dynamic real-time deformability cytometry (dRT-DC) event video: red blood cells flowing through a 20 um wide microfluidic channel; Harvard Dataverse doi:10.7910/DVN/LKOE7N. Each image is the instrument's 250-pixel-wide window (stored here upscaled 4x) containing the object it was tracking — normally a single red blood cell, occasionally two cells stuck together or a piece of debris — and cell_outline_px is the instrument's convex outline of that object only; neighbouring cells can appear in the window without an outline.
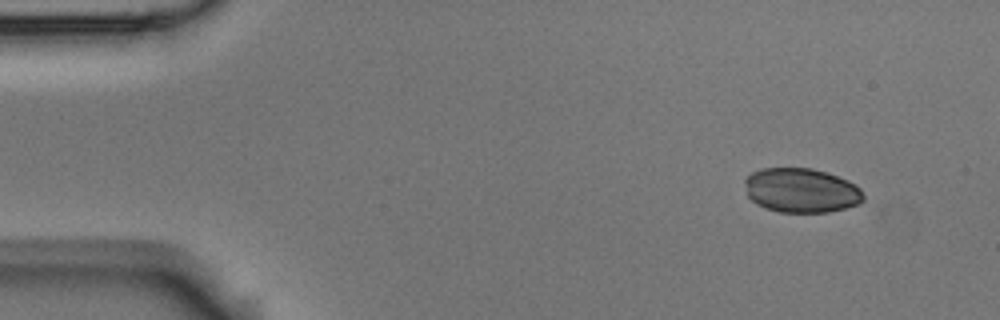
{"species": "Egyptian fruit bat (a non-hibernating species)", "species_latin": "Rousettus aegyptiacus", "temperature_condition": "room temperature", "stored_images_in_passage": 5, "segment_of_instrument_passage": [1, 2], "camera_frame_rate_fps": 3000, "um_per_image_px": 0.085, "animal": {"sex": "male"}, "frame": {"image": 1, "passage_image": 1, "time_ms": 0.0, "image_size_px": [1000, 320], "cell_outline_px": [[864, 200], [860, 204], [828, 212], [780, 212], [764, 208], [756, 204], [748, 196], [744, 180], [752, 172], [760, 168], [812, 168], [848, 180], [856, 184], [860, 188], [864, 196]], "centroid_in_image_um": [68.11, 16.18], "position_along_channel_um": 16.9, "area_um2": 30.81}}